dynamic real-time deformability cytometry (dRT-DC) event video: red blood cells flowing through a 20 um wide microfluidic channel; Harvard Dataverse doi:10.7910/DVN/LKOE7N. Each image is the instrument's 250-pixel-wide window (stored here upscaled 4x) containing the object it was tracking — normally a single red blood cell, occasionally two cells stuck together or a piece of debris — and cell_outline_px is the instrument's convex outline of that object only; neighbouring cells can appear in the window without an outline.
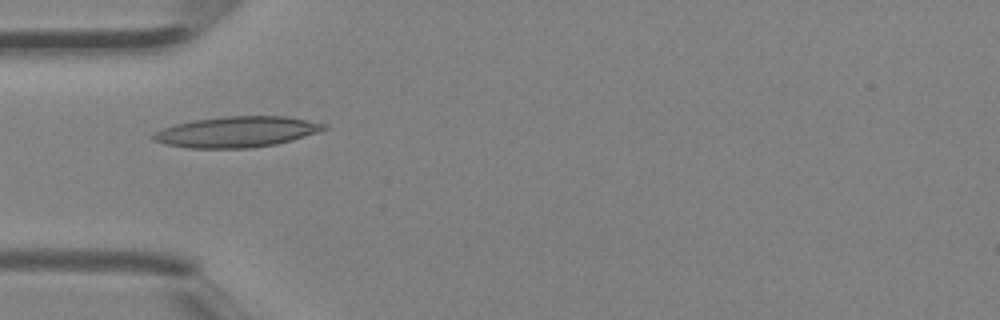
{"species": "Egyptian fruit bat (a non-hibernating species)", "species_latin": "Rousettus aegyptiacus", "temperature_condition": "room temperature", "stored_images_in_passage": 1, "camera_frame_rate_fps": 3000, "um_per_image_px": 0.085, "animal": {"sex": "female"}, "frame": {"image": 1, "passage_image": 1, "time_ms": 0.0, "image_size_px": [1000, 320], "cell_outline_px": [[328, 128], [320, 132], [292, 140], [276, 144], [252, 148], [188, 148], [164, 144], [152, 140], [152, 132], [176, 124], [192, 120], [224, 116], [288, 116], [328, 124]], "centroid_in_image_um": [20.14, 11.21], "position_along_channel_um": 64.9, "area_um2": 30.92}}